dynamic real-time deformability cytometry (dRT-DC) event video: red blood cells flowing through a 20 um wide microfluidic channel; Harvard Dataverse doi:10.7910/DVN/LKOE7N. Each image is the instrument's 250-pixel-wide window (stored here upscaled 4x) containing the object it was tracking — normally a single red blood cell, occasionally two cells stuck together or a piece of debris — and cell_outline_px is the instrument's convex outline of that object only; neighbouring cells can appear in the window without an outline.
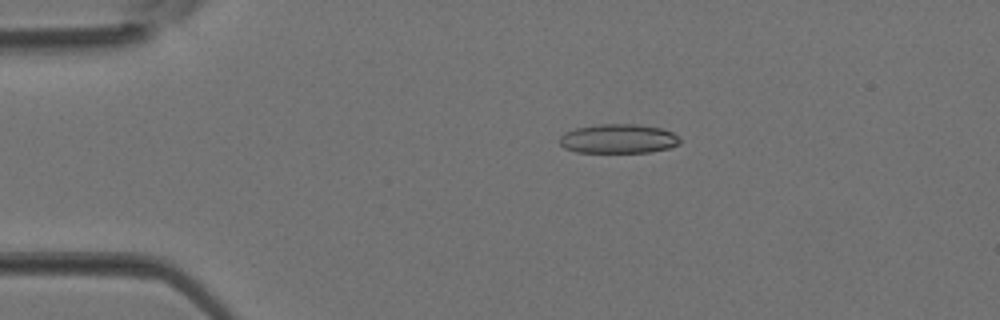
{"species": "Egyptian fruit bat (a non-hibernating species)", "species_latin": "Rousettus aegyptiacus", "temperature_condition": "room temperature", "stored_images_in_passage": 4, "camera_frame_rate_fps": 3000, "um_per_image_px": 0.085, "animal": {"sex": "female"}, "frame": {"image": 1, "passage_image": 3, "time_ms": 0.667, "image_size_px": [1000, 320], "cell_outline_px": [[680, 144], [668, 148], [652, 152], [576, 152], [564, 148], [560, 144], [560, 136], [564, 132], [576, 128], [600, 124], [636, 124], [660, 128], [672, 132], [680, 140]], "centroid_in_image_um": [52.54, 11.79], "position_along_channel_um": 32.5, "area_um2": 20.46}}